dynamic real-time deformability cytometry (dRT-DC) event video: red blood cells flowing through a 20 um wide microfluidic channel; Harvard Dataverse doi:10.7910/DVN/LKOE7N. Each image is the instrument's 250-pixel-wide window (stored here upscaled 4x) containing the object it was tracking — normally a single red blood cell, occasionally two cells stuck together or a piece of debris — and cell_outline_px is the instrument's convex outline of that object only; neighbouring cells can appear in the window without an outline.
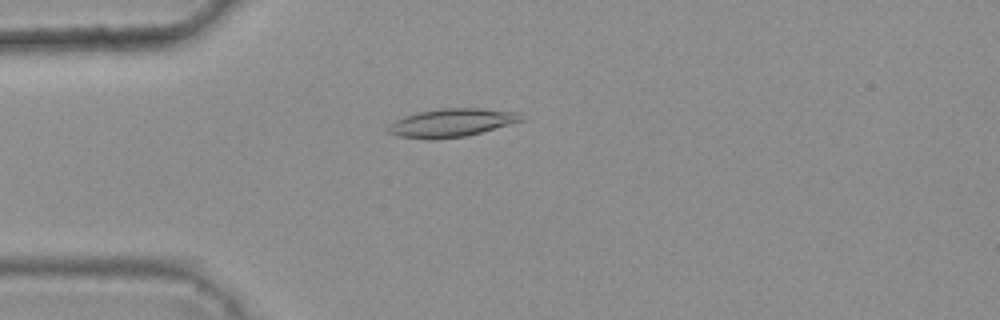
{"species": "common noctule bat (a hibernating species)", "species_latin": "Nyctalus noctula", "temperature_condition": "warm", "stored_images_in_passage": 3, "camera_frame_rate_fps": 3000, "um_per_image_px": 0.085, "animal": {"sex": "female", "body_mass_g": 25.1}, "frame": {"image": 1, "passage_image": 2, "time_ms": 0.333, "image_size_px": [1000, 320], "cell_outline_px": [[524, 120], [480, 132], [464, 136], [432, 140], [428, 140], [400, 136], [388, 132], [388, 124], [404, 116], [416, 112], [440, 108], [480, 108], [520, 112]], "centroid_in_image_um": [38.36, 10.42], "position_along_channel_um": 46.6, "area_um2": 21.85}}